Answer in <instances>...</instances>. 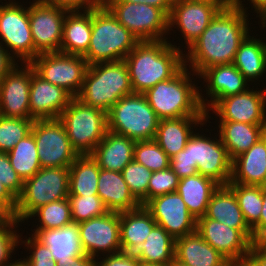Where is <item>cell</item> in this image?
Masks as SVG:
<instances>
[{
	"label": "cell",
	"mask_w": 266,
	"mask_h": 266,
	"mask_svg": "<svg viewBox=\"0 0 266 266\" xmlns=\"http://www.w3.org/2000/svg\"><path fill=\"white\" fill-rule=\"evenodd\" d=\"M241 0H229L184 54V65L199 76L205 69L232 64L240 43L249 34L248 14ZM247 14V15H246ZM248 21V24H247ZM189 63V64H186Z\"/></svg>",
	"instance_id": "cell-1"
},
{
	"label": "cell",
	"mask_w": 266,
	"mask_h": 266,
	"mask_svg": "<svg viewBox=\"0 0 266 266\" xmlns=\"http://www.w3.org/2000/svg\"><path fill=\"white\" fill-rule=\"evenodd\" d=\"M180 46L169 41H142L124 58L134 93H145L172 78L184 66Z\"/></svg>",
	"instance_id": "cell-2"
},
{
	"label": "cell",
	"mask_w": 266,
	"mask_h": 266,
	"mask_svg": "<svg viewBox=\"0 0 266 266\" xmlns=\"http://www.w3.org/2000/svg\"><path fill=\"white\" fill-rule=\"evenodd\" d=\"M188 70L184 65L172 78L143 93L160 120L207 116L199 100L200 91L195 83H191L193 79Z\"/></svg>",
	"instance_id": "cell-3"
},
{
	"label": "cell",
	"mask_w": 266,
	"mask_h": 266,
	"mask_svg": "<svg viewBox=\"0 0 266 266\" xmlns=\"http://www.w3.org/2000/svg\"><path fill=\"white\" fill-rule=\"evenodd\" d=\"M132 93L128 67L120 60L89 65L76 98L107 113L117 101Z\"/></svg>",
	"instance_id": "cell-4"
},
{
	"label": "cell",
	"mask_w": 266,
	"mask_h": 266,
	"mask_svg": "<svg viewBox=\"0 0 266 266\" xmlns=\"http://www.w3.org/2000/svg\"><path fill=\"white\" fill-rule=\"evenodd\" d=\"M138 43L105 5L92 9L90 45L83 56L88 65L124 60Z\"/></svg>",
	"instance_id": "cell-5"
},
{
	"label": "cell",
	"mask_w": 266,
	"mask_h": 266,
	"mask_svg": "<svg viewBox=\"0 0 266 266\" xmlns=\"http://www.w3.org/2000/svg\"><path fill=\"white\" fill-rule=\"evenodd\" d=\"M159 121L141 93L122 97L107 112V130L135 141L155 139Z\"/></svg>",
	"instance_id": "cell-6"
},
{
	"label": "cell",
	"mask_w": 266,
	"mask_h": 266,
	"mask_svg": "<svg viewBox=\"0 0 266 266\" xmlns=\"http://www.w3.org/2000/svg\"><path fill=\"white\" fill-rule=\"evenodd\" d=\"M78 155H91L107 131V113L72 98L59 116Z\"/></svg>",
	"instance_id": "cell-7"
},
{
	"label": "cell",
	"mask_w": 266,
	"mask_h": 266,
	"mask_svg": "<svg viewBox=\"0 0 266 266\" xmlns=\"http://www.w3.org/2000/svg\"><path fill=\"white\" fill-rule=\"evenodd\" d=\"M69 167L41 168L23 183L13 217L23 222L38 207L68 198Z\"/></svg>",
	"instance_id": "cell-8"
},
{
	"label": "cell",
	"mask_w": 266,
	"mask_h": 266,
	"mask_svg": "<svg viewBox=\"0 0 266 266\" xmlns=\"http://www.w3.org/2000/svg\"><path fill=\"white\" fill-rule=\"evenodd\" d=\"M117 21L139 42L166 40L168 16L159 8L145 3L104 2Z\"/></svg>",
	"instance_id": "cell-9"
},
{
	"label": "cell",
	"mask_w": 266,
	"mask_h": 266,
	"mask_svg": "<svg viewBox=\"0 0 266 266\" xmlns=\"http://www.w3.org/2000/svg\"><path fill=\"white\" fill-rule=\"evenodd\" d=\"M29 64L40 77L63 88L73 98L80 93L89 66L83 56L62 52L39 54Z\"/></svg>",
	"instance_id": "cell-10"
},
{
	"label": "cell",
	"mask_w": 266,
	"mask_h": 266,
	"mask_svg": "<svg viewBox=\"0 0 266 266\" xmlns=\"http://www.w3.org/2000/svg\"><path fill=\"white\" fill-rule=\"evenodd\" d=\"M41 168L70 167L79 156L58 119L34 120L31 128Z\"/></svg>",
	"instance_id": "cell-11"
},
{
	"label": "cell",
	"mask_w": 266,
	"mask_h": 266,
	"mask_svg": "<svg viewBox=\"0 0 266 266\" xmlns=\"http://www.w3.org/2000/svg\"><path fill=\"white\" fill-rule=\"evenodd\" d=\"M26 8L18 2H6L0 5L1 43L3 42L2 45L6 46L8 53L12 52L10 55L15 60L20 58L21 62L23 61L22 64H29L35 58L29 22V7Z\"/></svg>",
	"instance_id": "cell-12"
},
{
	"label": "cell",
	"mask_w": 266,
	"mask_h": 266,
	"mask_svg": "<svg viewBox=\"0 0 266 266\" xmlns=\"http://www.w3.org/2000/svg\"><path fill=\"white\" fill-rule=\"evenodd\" d=\"M228 5L229 1L173 0L168 15V31L177 26V29L183 33L181 35L189 49L216 14Z\"/></svg>",
	"instance_id": "cell-13"
},
{
	"label": "cell",
	"mask_w": 266,
	"mask_h": 266,
	"mask_svg": "<svg viewBox=\"0 0 266 266\" xmlns=\"http://www.w3.org/2000/svg\"><path fill=\"white\" fill-rule=\"evenodd\" d=\"M69 11L45 0H34L31 3L29 22L35 57L43 53L60 52L63 22Z\"/></svg>",
	"instance_id": "cell-14"
},
{
	"label": "cell",
	"mask_w": 266,
	"mask_h": 266,
	"mask_svg": "<svg viewBox=\"0 0 266 266\" xmlns=\"http://www.w3.org/2000/svg\"><path fill=\"white\" fill-rule=\"evenodd\" d=\"M186 146L189 158L198 173L213 179L219 185H227L231 179L232 160L226 147L219 139L194 133Z\"/></svg>",
	"instance_id": "cell-15"
},
{
	"label": "cell",
	"mask_w": 266,
	"mask_h": 266,
	"mask_svg": "<svg viewBox=\"0 0 266 266\" xmlns=\"http://www.w3.org/2000/svg\"><path fill=\"white\" fill-rule=\"evenodd\" d=\"M78 227L81 245L86 255L98 258L97 254L100 252L113 254L122 251L120 213L108 211L104 215L78 223Z\"/></svg>",
	"instance_id": "cell-16"
},
{
	"label": "cell",
	"mask_w": 266,
	"mask_h": 266,
	"mask_svg": "<svg viewBox=\"0 0 266 266\" xmlns=\"http://www.w3.org/2000/svg\"><path fill=\"white\" fill-rule=\"evenodd\" d=\"M144 207L175 240L197 230V220L177 191L154 197Z\"/></svg>",
	"instance_id": "cell-17"
},
{
	"label": "cell",
	"mask_w": 266,
	"mask_h": 266,
	"mask_svg": "<svg viewBox=\"0 0 266 266\" xmlns=\"http://www.w3.org/2000/svg\"><path fill=\"white\" fill-rule=\"evenodd\" d=\"M196 231L230 263H245L253 243L239 229L203 216Z\"/></svg>",
	"instance_id": "cell-18"
},
{
	"label": "cell",
	"mask_w": 266,
	"mask_h": 266,
	"mask_svg": "<svg viewBox=\"0 0 266 266\" xmlns=\"http://www.w3.org/2000/svg\"><path fill=\"white\" fill-rule=\"evenodd\" d=\"M24 65H16L0 82V115L4 117L34 119L29 110L32 66Z\"/></svg>",
	"instance_id": "cell-19"
},
{
	"label": "cell",
	"mask_w": 266,
	"mask_h": 266,
	"mask_svg": "<svg viewBox=\"0 0 266 266\" xmlns=\"http://www.w3.org/2000/svg\"><path fill=\"white\" fill-rule=\"evenodd\" d=\"M220 121L264 124L266 118V89L250 90L220 99L212 108Z\"/></svg>",
	"instance_id": "cell-20"
},
{
	"label": "cell",
	"mask_w": 266,
	"mask_h": 266,
	"mask_svg": "<svg viewBox=\"0 0 266 266\" xmlns=\"http://www.w3.org/2000/svg\"><path fill=\"white\" fill-rule=\"evenodd\" d=\"M198 78H203L206 83L208 82L206 94L211 99H206L208 101L206 102L201 95L202 93L199 92V100L207 113V119H209L208 112L220 99L245 92L249 88L247 87V85L249 86L248 81L233 64L217 65L207 68Z\"/></svg>",
	"instance_id": "cell-21"
},
{
	"label": "cell",
	"mask_w": 266,
	"mask_h": 266,
	"mask_svg": "<svg viewBox=\"0 0 266 266\" xmlns=\"http://www.w3.org/2000/svg\"><path fill=\"white\" fill-rule=\"evenodd\" d=\"M72 98L63 88L40 77L32 67L29 110L35 120L58 119Z\"/></svg>",
	"instance_id": "cell-22"
},
{
	"label": "cell",
	"mask_w": 266,
	"mask_h": 266,
	"mask_svg": "<svg viewBox=\"0 0 266 266\" xmlns=\"http://www.w3.org/2000/svg\"><path fill=\"white\" fill-rule=\"evenodd\" d=\"M229 183L266 186V139L264 136L246 152L232 160Z\"/></svg>",
	"instance_id": "cell-23"
},
{
	"label": "cell",
	"mask_w": 266,
	"mask_h": 266,
	"mask_svg": "<svg viewBox=\"0 0 266 266\" xmlns=\"http://www.w3.org/2000/svg\"><path fill=\"white\" fill-rule=\"evenodd\" d=\"M205 217L239 229L252 243L257 240L253 237L252 229L246 223L238 205L234 192L227 185H220L212 194Z\"/></svg>",
	"instance_id": "cell-24"
},
{
	"label": "cell",
	"mask_w": 266,
	"mask_h": 266,
	"mask_svg": "<svg viewBox=\"0 0 266 266\" xmlns=\"http://www.w3.org/2000/svg\"><path fill=\"white\" fill-rule=\"evenodd\" d=\"M204 122H207V116L161 119L154 140L171 159L185 148L188 140L194 134L193 127H196L197 124L203 126Z\"/></svg>",
	"instance_id": "cell-25"
},
{
	"label": "cell",
	"mask_w": 266,
	"mask_h": 266,
	"mask_svg": "<svg viewBox=\"0 0 266 266\" xmlns=\"http://www.w3.org/2000/svg\"><path fill=\"white\" fill-rule=\"evenodd\" d=\"M174 259L186 266H228L230 264L197 231L175 240Z\"/></svg>",
	"instance_id": "cell-26"
},
{
	"label": "cell",
	"mask_w": 266,
	"mask_h": 266,
	"mask_svg": "<svg viewBox=\"0 0 266 266\" xmlns=\"http://www.w3.org/2000/svg\"><path fill=\"white\" fill-rule=\"evenodd\" d=\"M135 143L133 139L107 130L91 156L97 161L100 169L121 172L133 161Z\"/></svg>",
	"instance_id": "cell-27"
},
{
	"label": "cell",
	"mask_w": 266,
	"mask_h": 266,
	"mask_svg": "<svg viewBox=\"0 0 266 266\" xmlns=\"http://www.w3.org/2000/svg\"><path fill=\"white\" fill-rule=\"evenodd\" d=\"M34 236L48 246L59 265L85 254L77 223L72 222L58 229L39 230Z\"/></svg>",
	"instance_id": "cell-28"
},
{
	"label": "cell",
	"mask_w": 266,
	"mask_h": 266,
	"mask_svg": "<svg viewBox=\"0 0 266 266\" xmlns=\"http://www.w3.org/2000/svg\"><path fill=\"white\" fill-rule=\"evenodd\" d=\"M97 187V194L108 211L120 213L141 206L131 194L121 172L100 169Z\"/></svg>",
	"instance_id": "cell-29"
},
{
	"label": "cell",
	"mask_w": 266,
	"mask_h": 266,
	"mask_svg": "<svg viewBox=\"0 0 266 266\" xmlns=\"http://www.w3.org/2000/svg\"><path fill=\"white\" fill-rule=\"evenodd\" d=\"M92 9L69 11L63 22L60 52L84 56L90 45Z\"/></svg>",
	"instance_id": "cell-30"
},
{
	"label": "cell",
	"mask_w": 266,
	"mask_h": 266,
	"mask_svg": "<svg viewBox=\"0 0 266 266\" xmlns=\"http://www.w3.org/2000/svg\"><path fill=\"white\" fill-rule=\"evenodd\" d=\"M157 225L144 207L120 212V245L123 252L134 253Z\"/></svg>",
	"instance_id": "cell-31"
},
{
	"label": "cell",
	"mask_w": 266,
	"mask_h": 266,
	"mask_svg": "<svg viewBox=\"0 0 266 266\" xmlns=\"http://www.w3.org/2000/svg\"><path fill=\"white\" fill-rule=\"evenodd\" d=\"M220 185L213 179L199 173L179 180L177 192L196 220L205 216L214 191Z\"/></svg>",
	"instance_id": "cell-32"
},
{
	"label": "cell",
	"mask_w": 266,
	"mask_h": 266,
	"mask_svg": "<svg viewBox=\"0 0 266 266\" xmlns=\"http://www.w3.org/2000/svg\"><path fill=\"white\" fill-rule=\"evenodd\" d=\"M218 136L231 160L246 152L263 136V124L219 121Z\"/></svg>",
	"instance_id": "cell-33"
},
{
	"label": "cell",
	"mask_w": 266,
	"mask_h": 266,
	"mask_svg": "<svg viewBox=\"0 0 266 266\" xmlns=\"http://www.w3.org/2000/svg\"><path fill=\"white\" fill-rule=\"evenodd\" d=\"M250 82L261 78L266 71V43L249 34L240 43L232 63Z\"/></svg>",
	"instance_id": "cell-34"
},
{
	"label": "cell",
	"mask_w": 266,
	"mask_h": 266,
	"mask_svg": "<svg viewBox=\"0 0 266 266\" xmlns=\"http://www.w3.org/2000/svg\"><path fill=\"white\" fill-rule=\"evenodd\" d=\"M174 251L175 239L156 225L134 254L141 262L168 266L174 259Z\"/></svg>",
	"instance_id": "cell-35"
},
{
	"label": "cell",
	"mask_w": 266,
	"mask_h": 266,
	"mask_svg": "<svg viewBox=\"0 0 266 266\" xmlns=\"http://www.w3.org/2000/svg\"><path fill=\"white\" fill-rule=\"evenodd\" d=\"M100 167L91 155H79L69 167V195H98Z\"/></svg>",
	"instance_id": "cell-36"
},
{
	"label": "cell",
	"mask_w": 266,
	"mask_h": 266,
	"mask_svg": "<svg viewBox=\"0 0 266 266\" xmlns=\"http://www.w3.org/2000/svg\"><path fill=\"white\" fill-rule=\"evenodd\" d=\"M37 152L34 136L30 132L7 153L11 166L23 182L41 169Z\"/></svg>",
	"instance_id": "cell-37"
},
{
	"label": "cell",
	"mask_w": 266,
	"mask_h": 266,
	"mask_svg": "<svg viewBox=\"0 0 266 266\" xmlns=\"http://www.w3.org/2000/svg\"><path fill=\"white\" fill-rule=\"evenodd\" d=\"M227 186L234 192L244 219L252 229L260 220L263 206V186L241 185L239 183H228Z\"/></svg>",
	"instance_id": "cell-38"
},
{
	"label": "cell",
	"mask_w": 266,
	"mask_h": 266,
	"mask_svg": "<svg viewBox=\"0 0 266 266\" xmlns=\"http://www.w3.org/2000/svg\"><path fill=\"white\" fill-rule=\"evenodd\" d=\"M39 217L40 224L34 229L32 235L39 230L58 229L72 223L70 202L68 198L51 202L38 207L26 220L32 217Z\"/></svg>",
	"instance_id": "cell-39"
},
{
	"label": "cell",
	"mask_w": 266,
	"mask_h": 266,
	"mask_svg": "<svg viewBox=\"0 0 266 266\" xmlns=\"http://www.w3.org/2000/svg\"><path fill=\"white\" fill-rule=\"evenodd\" d=\"M34 120L0 115V152H10L21 139L26 137L31 132Z\"/></svg>",
	"instance_id": "cell-40"
},
{
	"label": "cell",
	"mask_w": 266,
	"mask_h": 266,
	"mask_svg": "<svg viewBox=\"0 0 266 266\" xmlns=\"http://www.w3.org/2000/svg\"><path fill=\"white\" fill-rule=\"evenodd\" d=\"M133 160L152 172L164 170L170 164V158L154 139L136 141Z\"/></svg>",
	"instance_id": "cell-41"
},
{
	"label": "cell",
	"mask_w": 266,
	"mask_h": 266,
	"mask_svg": "<svg viewBox=\"0 0 266 266\" xmlns=\"http://www.w3.org/2000/svg\"><path fill=\"white\" fill-rule=\"evenodd\" d=\"M131 194L144 206L148 202V184L152 171L133 160L121 171Z\"/></svg>",
	"instance_id": "cell-42"
},
{
	"label": "cell",
	"mask_w": 266,
	"mask_h": 266,
	"mask_svg": "<svg viewBox=\"0 0 266 266\" xmlns=\"http://www.w3.org/2000/svg\"><path fill=\"white\" fill-rule=\"evenodd\" d=\"M68 200L70 202L72 222L77 224L108 212L98 195H68Z\"/></svg>",
	"instance_id": "cell-43"
},
{
	"label": "cell",
	"mask_w": 266,
	"mask_h": 266,
	"mask_svg": "<svg viewBox=\"0 0 266 266\" xmlns=\"http://www.w3.org/2000/svg\"><path fill=\"white\" fill-rule=\"evenodd\" d=\"M17 223L19 224L15 217L7 222L0 223V266H11L13 264L8 259L12 256L11 253L17 248L20 237H22L13 230L18 227Z\"/></svg>",
	"instance_id": "cell-44"
},
{
	"label": "cell",
	"mask_w": 266,
	"mask_h": 266,
	"mask_svg": "<svg viewBox=\"0 0 266 266\" xmlns=\"http://www.w3.org/2000/svg\"><path fill=\"white\" fill-rule=\"evenodd\" d=\"M179 180V177L170 167L152 172L148 184V201L154 197L175 192Z\"/></svg>",
	"instance_id": "cell-45"
},
{
	"label": "cell",
	"mask_w": 266,
	"mask_h": 266,
	"mask_svg": "<svg viewBox=\"0 0 266 266\" xmlns=\"http://www.w3.org/2000/svg\"><path fill=\"white\" fill-rule=\"evenodd\" d=\"M31 237L24 241L20 239L21 243L27 246V249H32L31 255L23 259L25 263L28 266H57V262L53 259L48 246L39 241L34 235L31 234Z\"/></svg>",
	"instance_id": "cell-46"
},
{
	"label": "cell",
	"mask_w": 266,
	"mask_h": 266,
	"mask_svg": "<svg viewBox=\"0 0 266 266\" xmlns=\"http://www.w3.org/2000/svg\"><path fill=\"white\" fill-rule=\"evenodd\" d=\"M0 182L16 199L22 194L24 182L11 166L6 152H0Z\"/></svg>",
	"instance_id": "cell-47"
},
{
	"label": "cell",
	"mask_w": 266,
	"mask_h": 266,
	"mask_svg": "<svg viewBox=\"0 0 266 266\" xmlns=\"http://www.w3.org/2000/svg\"><path fill=\"white\" fill-rule=\"evenodd\" d=\"M169 167L179 177V179L192 176L198 173V170L192 165L189 158V148L185 146L182 151H179L170 159Z\"/></svg>",
	"instance_id": "cell-48"
},
{
	"label": "cell",
	"mask_w": 266,
	"mask_h": 266,
	"mask_svg": "<svg viewBox=\"0 0 266 266\" xmlns=\"http://www.w3.org/2000/svg\"><path fill=\"white\" fill-rule=\"evenodd\" d=\"M97 266H138L139 260L134 253L118 252L107 254L102 261L96 262Z\"/></svg>",
	"instance_id": "cell-49"
},
{
	"label": "cell",
	"mask_w": 266,
	"mask_h": 266,
	"mask_svg": "<svg viewBox=\"0 0 266 266\" xmlns=\"http://www.w3.org/2000/svg\"><path fill=\"white\" fill-rule=\"evenodd\" d=\"M48 3L74 10H91L104 5V0H45Z\"/></svg>",
	"instance_id": "cell-50"
},
{
	"label": "cell",
	"mask_w": 266,
	"mask_h": 266,
	"mask_svg": "<svg viewBox=\"0 0 266 266\" xmlns=\"http://www.w3.org/2000/svg\"><path fill=\"white\" fill-rule=\"evenodd\" d=\"M245 264L247 266H266V247L258 241L253 242Z\"/></svg>",
	"instance_id": "cell-51"
},
{
	"label": "cell",
	"mask_w": 266,
	"mask_h": 266,
	"mask_svg": "<svg viewBox=\"0 0 266 266\" xmlns=\"http://www.w3.org/2000/svg\"><path fill=\"white\" fill-rule=\"evenodd\" d=\"M17 64L0 42V82Z\"/></svg>",
	"instance_id": "cell-52"
},
{
	"label": "cell",
	"mask_w": 266,
	"mask_h": 266,
	"mask_svg": "<svg viewBox=\"0 0 266 266\" xmlns=\"http://www.w3.org/2000/svg\"><path fill=\"white\" fill-rule=\"evenodd\" d=\"M262 209L259 222L252 228L253 237L258 241L266 233V186H263Z\"/></svg>",
	"instance_id": "cell-53"
},
{
	"label": "cell",
	"mask_w": 266,
	"mask_h": 266,
	"mask_svg": "<svg viewBox=\"0 0 266 266\" xmlns=\"http://www.w3.org/2000/svg\"><path fill=\"white\" fill-rule=\"evenodd\" d=\"M104 2L145 3L161 9L168 16L172 8L173 0H104Z\"/></svg>",
	"instance_id": "cell-54"
},
{
	"label": "cell",
	"mask_w": 266,
	"mask_h": 266,
	"mask_svg": "<svg viewBox=\"0 0 266 266\" xmlns=\"http://www.w3.org/2000/svg\"><path fill=\"white\" fill-rule=\"evenodd\" d=\"M0 204L13 216L17 207V199L0 182Z\"/></svg>",
	"instance_id": "cell-55"
},
{
	"label": "cell",
	"mask_w": 266,
	"mask_h": 266,
	"mask_svg": "<svg viewBox=\"0 0 266 266\" xmlns=\"http://www.w3.org/2000/svg\"><path fill=\"white\" fill-rule=\"evenodd\" d=\"M95 259L96 258L84 254L66 262L64 265L57 264V266H97V259Z\"/></svg>",
	"instance_id": "cell-56"
},
{
	"label": "cell",
	"mask_w": 266,
	"mask_h": 266,
	"mask_svg": "<svg viewBox=\"0 0 266 266\" xmlns=\"http://www.w3.org/2000/svg\"><path fill=\"white\" fill-rule=\"evenodd\" d=\"M254 7L255 13L259 14L261 24H266V0H249Z\"/></svg>",
	"instance_id": "cell-57"
},
{
	"label": "cell",
	"mask_w": 266,
	"mask_h": 266,
	"mask_svg": "<svg viewBox=\"0 0 266 266\" xmlns=\"http://www.w3.org/2000/svg\"><path fill=\"white\" fill-rule=\"evenodd\" d=\"M13 216L0 204V223L9 221Z\"/></svg>",
	"instance_id": "cell-58"
},
{
	"label": "cell",
	"mask_w": 266,
	"mask_h": 266,
	"mask_svg": "<svg viewBox=\"0 0 266 266\" xmlns=\"http://www.w3.org/2000/svg\"><path fill=\"white\" fill-rule=\"evenodd\" d=\"M138 266H167V265L153 264V263H144V262L139 261V265Z\"/></svg>",
	"instance_id": "cell-59"
},
{
	"label": "cell",
	"mask_w": 266,
	"mask_h": 266,
	"mask_svg": "<svg viewBox=\"0 0 266 266\" xmlns=\"http://www.w3.org/2000/svg\"><path fill=\"white\" fill-rule=\"evenodd\" d=\"M11 266H28V265L25 263L24 260H21V261L17 260L15 261V263L13 261V264Z\"/></svg>",
	"instance_id": "cell-60"
},
{
	"label": "cell",
	"mask_w": 266,
	"mask_h": 266,
	"mask_svg": "<svg viewBox=\"0 0 266 266\" xmlns=\"http://www.w3.org/2000/svg\"><path fill=\"white\" fill-rule=\"evenodd\" d=\"M168 266H186L182 264L181 262L177 261L176 259H173L172 262Z\"/></svg>",
	"instance_id": "cell-61"
},
{
	"label": "cell",
	"mask_w": 266,
	"mask_h": 266,
	"mask_svg": "<svg viewBox=\"0 0 266 266\" xmlns=\"http://www.w3.org/2000/svg\"><path fill=\"white\" fill-rule=\"evenodd\" d=\"M258 242L266 247V233L258 240Z\"/></svg>",
	"instance_id": "cell-62"
},
{
	"label": "cell",
	"mask_w": 266,
	"mask_h": 266,
	"mask_svg": "<svg viewBox=\"0 0 266 266\" xmlns=\"http://www.w3.org/2000/svg\"><path fill=\"white\" fill-rule=\"evenodd\" d=\"M228 266H247L245 263H230Z\"/></svg>",
	"instance_id": "cell-63"
},
{
	"label": "cell",
	"mask_w": 266,
	"mask_h": 266,
	"mask_svg": "<svg viewBox=\"0 0 266 266\" xmlns=\"http://www.w3.org/2000/svg\"><path fill=\"white\" fill-rule=\"evenodd\" d=\"M263 136L266 139V118H265V122L263 124Z\"/></svg>",
	"instance_id": "cell-64"
},
{
	"label": "cell",
	"mask_w": 266,
	"mask_h": 266,
	"mask_svg": "<svg viewBox=\"0 0 266 266\" xmlns=\"http://www.w3.org/2000/svg\"><path fill=\"white\" fill-rule=\"evenodd\" d=\"M211 1H229V0H211Z\"/></svg>",
	"instance_id": "cell-65"
},
{
	"label": "cell",
	"mask_w": 266,
	"mask_h": 266,
	"mask_svg": "<svg viewBox=\"0 0 266 266\" xmlns=\"http://www.w3.org/2000/svg\"><path fill=\"white\" fill-rule=\"evenodd\" d=\"M261 28L263 27V29H264V27H266V24H262V26H260Z\"/></svg>",
	"instance_id": "cell-66"
}]
</instances>
